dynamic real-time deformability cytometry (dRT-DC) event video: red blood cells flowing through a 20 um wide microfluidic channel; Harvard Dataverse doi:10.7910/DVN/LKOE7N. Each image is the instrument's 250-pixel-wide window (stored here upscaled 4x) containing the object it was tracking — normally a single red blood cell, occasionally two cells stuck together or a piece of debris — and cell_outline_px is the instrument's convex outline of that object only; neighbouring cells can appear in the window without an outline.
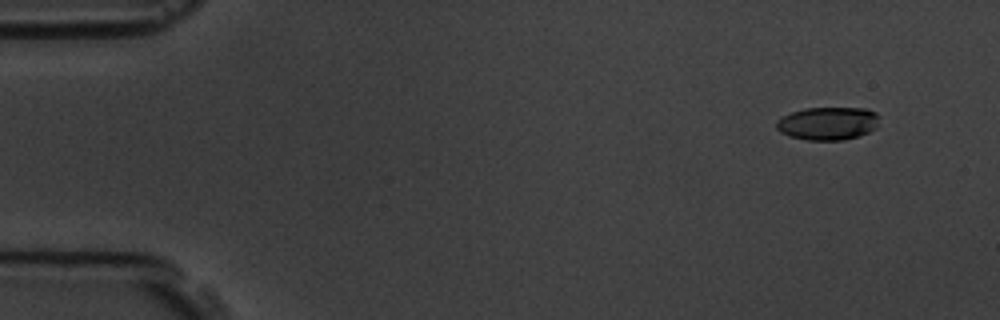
{"species": "common noctule bat (a hibernating species)", "species_latin": "Nyctalus noctula", "temperature_condition": "room temperature", "stored_images_in_passage": 6, "camera_frame_rate_fps": 3000, "um_per_image_px": 0.085, "animal": {"sex": "male", "body_mass_g": 19.5, "forearm_length_mm": 54.6}, "frame": {"image": 1, "passage_image": 2, "time_ms": 1.333, "image_size_px": [1000, 320], "cell_outline_px": [[880, 116], [876, 128], [868, 132], [844, 140], [808, 140], [788, 136], [780, 132], [776, 128], [776, 120], [780, 116], [804, 108], [868, 108], [876, 112]], "centroid_in_image_um": [70.35, 10.48], "position_along_channel_um": 14.6, "area_um2": 20.06}}
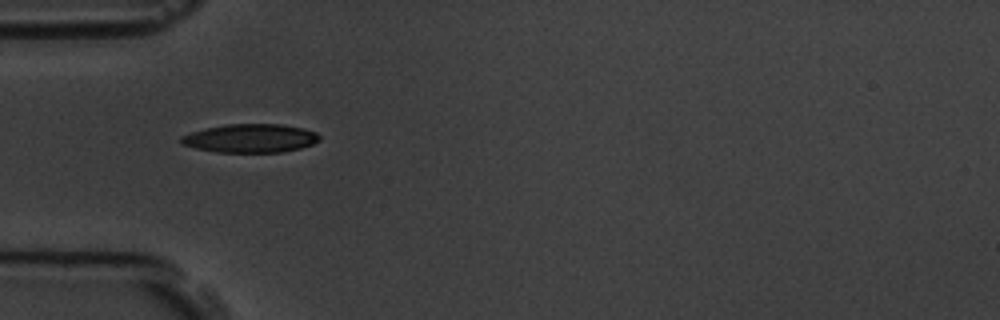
{"frame": {"image": 2, "passage_image": 5, "time_ms": 5.667, "image_size_px": [1000, 320], "cell_outline_px": [[320, 140], [312, 144], [300, 148], [280, 152], [216, 152], [196, 148], [184, 144], [180, 140], [180, 136], [204, 128], [228, 124], [280, 124], [304, 128], [316, 132], [320, 136]], "centroid_in_image_um": [21.3, 11.74], "position_along_channel_um": 63.7, "area_um2": 22.95}}
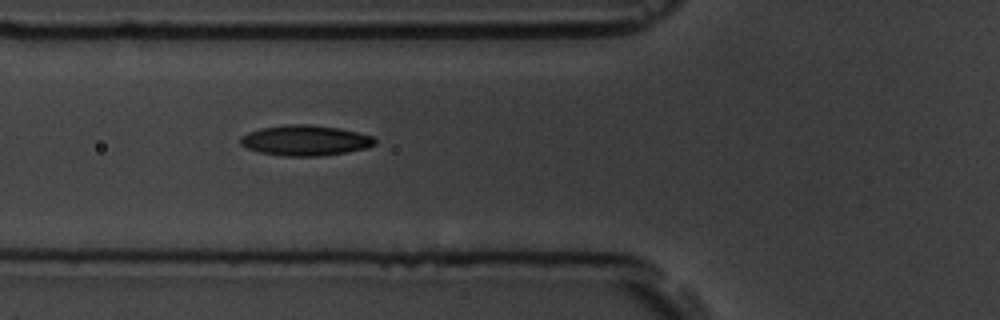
{"frame": {"image": 3, "passage_image": 6, "time_ms": 6.667, "image_size_px": [1000, 320], "cell_outline_px": [[376, 144], [368, 148], [348, 152], [320, 156], [284, 156], [260, 152], [248, 148], [240, 144], [240, 136], [248, 132], [260, 128], [284, 124], [308, 124], [340, 128], [372, 136], [376, 140]], "centroid_in_image_um": [25.95, 11.93], "position_along_channel_um": 99.9, "area_um2": 23.99}}